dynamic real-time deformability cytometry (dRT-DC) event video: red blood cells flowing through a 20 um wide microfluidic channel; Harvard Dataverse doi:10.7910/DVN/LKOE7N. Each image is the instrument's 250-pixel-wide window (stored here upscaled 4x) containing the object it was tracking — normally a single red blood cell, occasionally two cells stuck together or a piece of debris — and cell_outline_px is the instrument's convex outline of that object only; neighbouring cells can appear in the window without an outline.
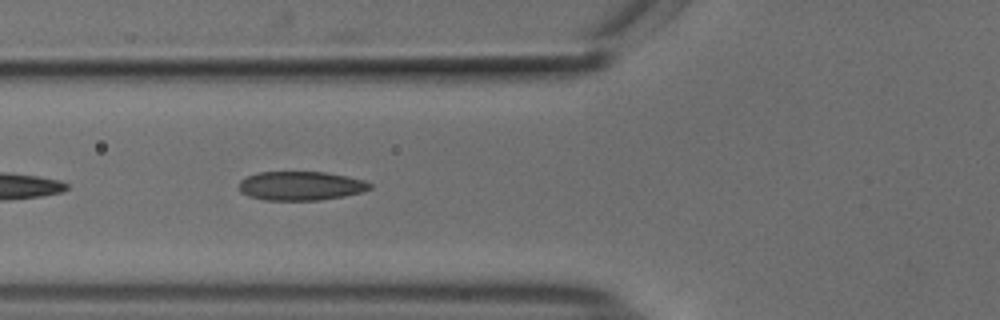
{"species": "common noctule bat (a hibernating species)", "species_latin": "Nyctalus noctula", "temperature_condition": "cold", "stored_images_in_passage": 26, "camera_frame_rate_fps": 3000, "um_per_image_px": 0.085, "animal": {"sex": "male", "body_mass_g": 18.8}, "frame": {"image": 1, "passage_image": 5, "time_ms": 1.333, "image_size_px": [1000, 320], "cell_outline_px": [[372, 188], [360, 192], [344, 196], [320, 200], [264, 200], [248, 196], [240, 192], [240, 180], [248, 176], [260, 172], [324, 172], [348, 176], [364, 180], [372, 184]], "centroid_in_image_um": [25.57, 15.8], "position_along_channel_um": 100.2, "area_um2": 22.08}}
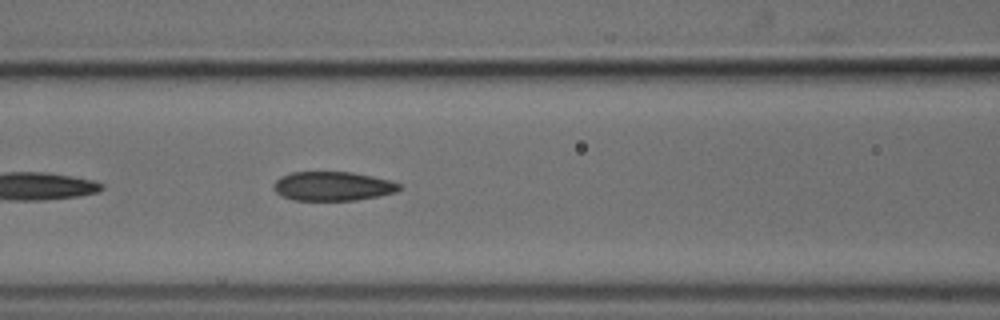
{"frame": {"image": 2, "passage_image": 8, "time_ms": 2.333, "image_size_px": [1000, 320], "cell_outline_px": [[404, 188], [396, 192], [356, 200], [292, 200], [280, 196], [272, 188], [276, 180], [280, 176], [292, 172], [352, 172], [392, 180], [400, 184]], "centroid_in_image_um": [28.28, 15.82], "position_along_channel_um": 138.3, "area_um2": 21.5}}